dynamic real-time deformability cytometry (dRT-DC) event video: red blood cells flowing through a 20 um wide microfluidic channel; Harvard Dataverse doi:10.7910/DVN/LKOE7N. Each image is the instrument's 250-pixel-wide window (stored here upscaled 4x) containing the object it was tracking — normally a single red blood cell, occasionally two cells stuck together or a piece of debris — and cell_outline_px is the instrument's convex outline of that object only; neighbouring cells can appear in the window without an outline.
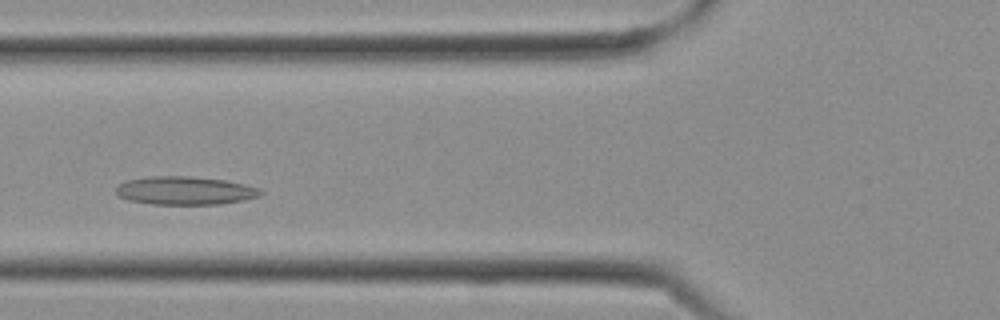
{"species": "Egyptian fruit bat (a non-hibernating species)", "species_latin": "Rousettus aegyptiacus", "temperature_condition": "cold", "stored_images_in_passage": 9, "camera_frame_rate_fps": 3000, "um_per_image_px": 0.085, "frame": {"image": 1, "passage_image": 6, "time_ms": 1.667, "image_size_px": [1000, 320], "cell_outline_px": [[264, 192], [260, 196], [244, 200], [220, 204], [152, 204], [128, 200], [120, 196], [116, 192], [116, 188], [120, 184], [128, 180], [148, 176], [192, 176], [224, 180], [244, 184], [260, 188]], "centroid_in_image_um": [15.76, 16.2], "position_along_channel_um": 110.0, "area_um2": 23.81}}
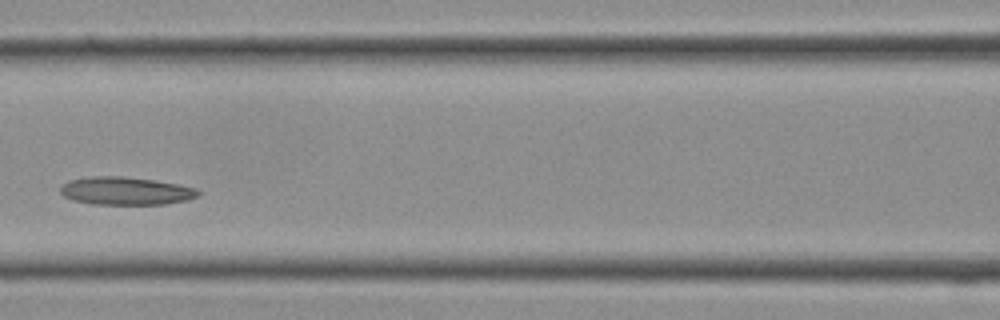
{"frame": {"image": 2, "passage_image": 8, "time_ms": 2.333, "image_size_px": [1000, 320], "cell_outline_px": [[200, 196], [188, 200], [164, 204], [92, 204], [72, 200], [64, 196], [60, 192], [60, 184], [68, 180], [92, 176], [120, 176], [152, 180], [176, 184], [196, 188], [200, 192]], "centroid_in_image_um": [10.66, 16.23], "position_along_channel_um": 155.9, "area_um2": 22.48}}